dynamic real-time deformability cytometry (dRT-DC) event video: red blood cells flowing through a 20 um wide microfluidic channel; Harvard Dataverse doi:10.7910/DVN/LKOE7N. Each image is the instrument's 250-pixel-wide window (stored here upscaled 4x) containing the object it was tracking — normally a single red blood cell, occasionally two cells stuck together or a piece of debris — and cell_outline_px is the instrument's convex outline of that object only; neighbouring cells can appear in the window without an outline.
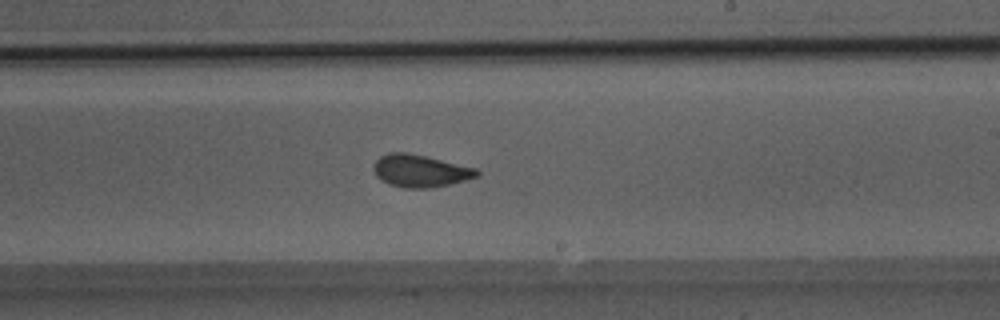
{"species": "Egyptian fruit bat (a non-hibernating species)", "species_latin": "Rousettus aegyptiacus", "temperature_condition": "room temperature", "stored_images_in_passage": 51, "segment_of_instrument_passage": [1, 2], "camera_frame_rate_fps": 3000, "um_per_image_px": 0.085, "animal": {"sex": "male"}, "frame": {"image": 1, "passage_image": 30, "time_ms": 9.667, "image_size_px": [1000, 320], "cell_outline_px": [[480, 176], [448, 184], [428, 188], [404, 188], [388, 184], [380, 180], [376, 176], [372, 168], [376, 160], [380, 156], [388, 152], [408, 152], [476, 168], [480, 172]], "centroid_in_image_um": [35.68, 14.52], "position_along_channel_um": 253.3, "area_um2": 19.54}}
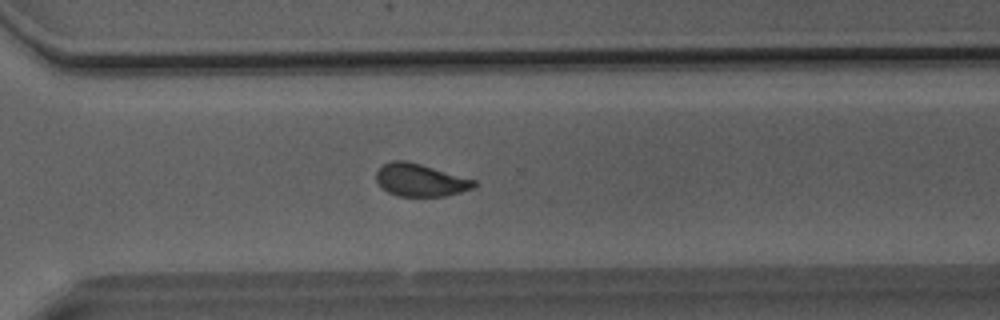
{"frame": {"image": 2, "passage_image": 36, "time_ms": 11.667, "image_size_px": [1000, 320], "cell_outline_px": [[476, 184], [472, 188], [460, 192], [444, 196], [396, 196], [380, 188], [376, 180], [376, 172], [384, 164], [392, 160], [408, 160], [476, 180]], "centroid_in_image_um": [35.69, 15.3], "position_along_channel_um": 334.9, "area_um2": 18.67}}
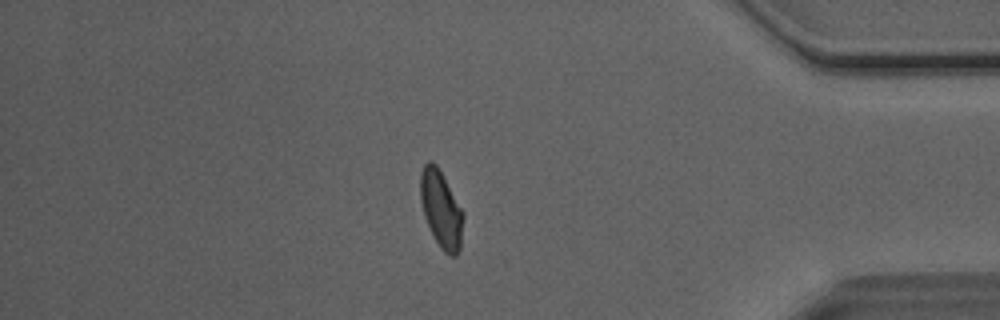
{"frame": {"image": 3, "passage_image": 43, "time_ms": 14.0, "image_size_px": [1000, 320], "cell_outline_px": [[464, 216], [460, 252], [456, 256], [448, 256], [440, 248], [424, 216], [420, 196], [420, 172], [424, 164], [428, 160], [432, 160], [436, 164], [464, 212]], "centroid_in_image_um": [37.51, 17.79], "position_along_channel_um": 397.7, "area_um2": 19.36}}